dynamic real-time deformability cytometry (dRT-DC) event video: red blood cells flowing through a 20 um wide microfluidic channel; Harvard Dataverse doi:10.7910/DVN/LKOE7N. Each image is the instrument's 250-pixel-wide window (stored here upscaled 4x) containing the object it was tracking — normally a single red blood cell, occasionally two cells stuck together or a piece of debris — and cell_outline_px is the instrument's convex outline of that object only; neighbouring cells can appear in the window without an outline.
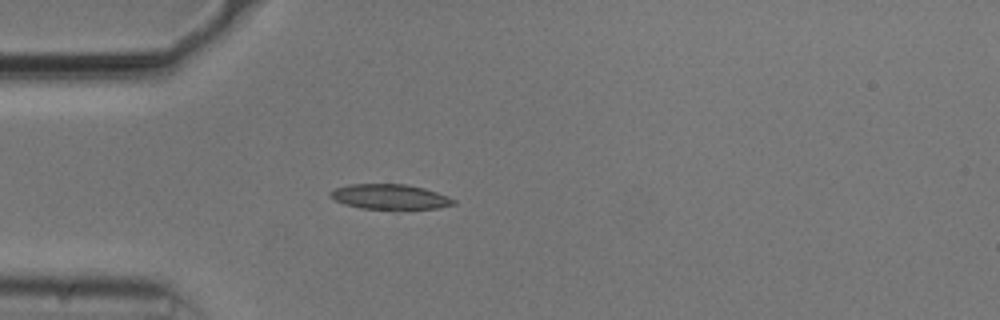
{"species": "common noctule bat (a hibernating species)", "species_latin": "Nyctalus noctula", "temperature_condition": "cold", "stored_images_in_passage": 6, "camera_frame_rate_fps": 3000, "um_per_image_px": 0.085, "animal": {"sex": "male", "body_mass_g": 20.5, "forearm_length_mm": 52.5}, "frame": {"image": 1, "passage_image": 1, "time_ms": 0.0, "image_size_px": [1000, 320], "cell_outline_px": [[456, 204], [440, 208], [364, 208], [344, 204], [328, 196], [328, 192], [336, 188], [348, 184], [408, 184], [424, 188], [448, 196], [456, 200]], "centroid_in_image_um": [33.14, 16.7], "position_along_channel_um": 51.9, "area_um2": 17.8}}
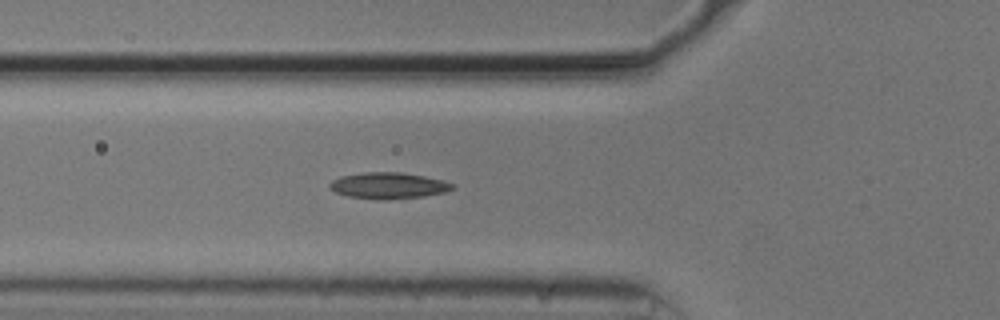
{"frame": {"image": 2, "passage_image": 5, "time_ms": 1.333, "image_size_px": [1000, 320], "cell_outline_px": [[456, 188], [444, 192], [424, 196], [388, 200], [376, 200], [348, 196], [336, 192], [328, 188], [328, 184], [332, 180], [340, 176], [364, 172], [400, 172], [424, 176], [444, 180], [452, 184]], "centroid_in_image_um": [32.99, 15.78], "position_along_channel_um": 92.8, "area_um2": 18.96}}